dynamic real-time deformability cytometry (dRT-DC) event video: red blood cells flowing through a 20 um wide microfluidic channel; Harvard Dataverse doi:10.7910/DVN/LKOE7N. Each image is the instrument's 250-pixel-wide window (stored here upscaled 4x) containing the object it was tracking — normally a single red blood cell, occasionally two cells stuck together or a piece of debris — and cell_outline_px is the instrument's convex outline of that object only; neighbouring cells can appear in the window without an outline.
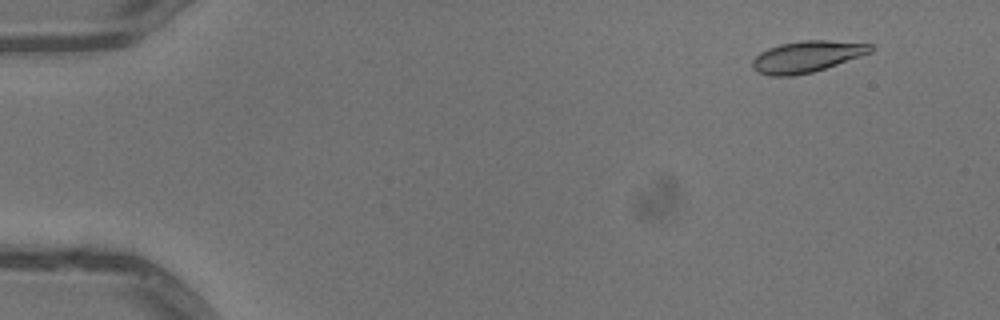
{"species": "common noctule bat (a hibernating species)", "species_latin": "Nyctalus noctula", "temperature_condition": "warm", "stored_images_in_passage": 52, "camera_frame_rate_fps": 3000, "um_per_image_px": 0.085, "animal": {"sex": "male", "body_mass_g": 13.3}, "frame": {"image": 1, "passage_image": 5, "time_ms": 1.333, "image_size_px": [1000, 320], "cell_outline_px": [[872, 52], [812, 72], [792, 76], [768, 76], [756, 72], [752, 68], [752, 60], [760, 52], [768, 48], [780, 44], [800, 40], [824, 40], [872, 44]], "centroid_in_image_um": [68.52, 4.81], "position_along_channel_um": 16.5, "area_um2": 21.5}}
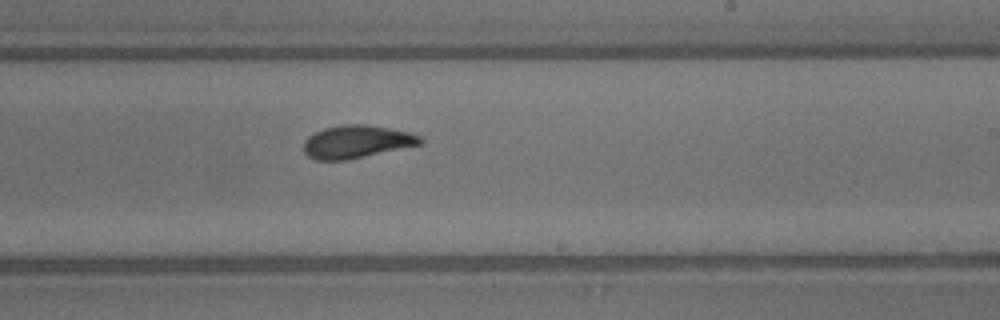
{"frame": {"image": 2, "passage_image": 32, "time_ms": 10.333, "image_size_px": [1000, 320], "cell_outline_px": [[424, 144], [348, 160], [316, 160], [308, 156], [304, 152], [304, 140], [308, 136], [324, 128], [344, 124], [364, 124], [388, 128], [408, 132], [420, 136], [424, 140]], "centroid_in_image_um": [30.33, 12.06], "position_along_channel_um": 258.7, "area_um2": 22.43}}
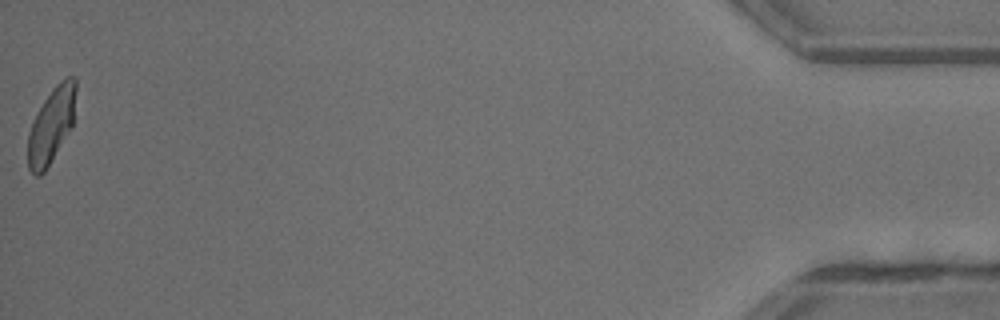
{"frame": {"image": 3, "passage_image": 52, "time_ms": 17.0, "image_size_px": [1000, 320], "cell_outline_px": [[76, 92], [72, 128], [44, 172], [40, 176], [36, 176], [28, 168], [28, 132], [32, 120], [44, 100], [52, 88], [60, 80], [68, 76], [72, 76], [76, 80]], "centroid_in_image_um": [4.36, 10.63], "position_along_channel_um": 430.8, "area_um2": 21.15}, "authors_computed_cell_mechanics": {"area_um2": 21.8195, "velocity_mm_per_s": 4.0515, "shape_relaxation_time_tau1_ms": 3.6325, "shape_relaxation_time_tau2_ms": 1.3, "deformation_change_tau1": 0.1761, "deformation_change_tau2": 0.0815}}